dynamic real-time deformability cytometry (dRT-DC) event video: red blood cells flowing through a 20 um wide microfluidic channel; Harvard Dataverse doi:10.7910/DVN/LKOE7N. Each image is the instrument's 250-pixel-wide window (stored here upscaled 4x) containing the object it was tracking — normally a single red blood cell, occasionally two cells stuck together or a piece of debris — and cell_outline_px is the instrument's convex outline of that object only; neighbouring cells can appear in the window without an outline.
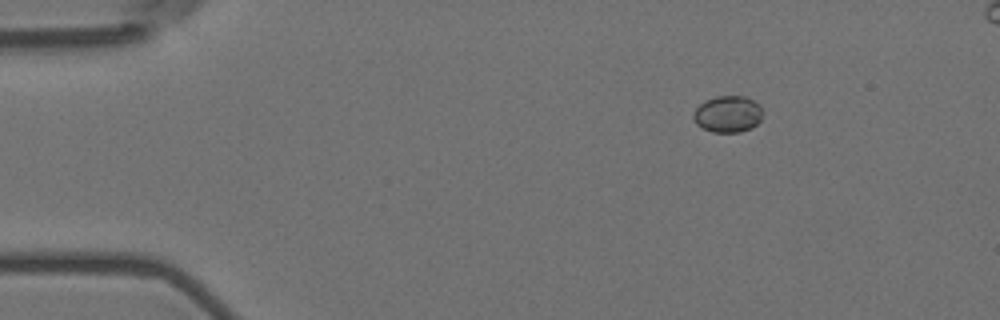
{"species": "Egyptian fruit bat (a non-hibernating species)", "species_latin": "Rousettus aegyptiacus", "temperature_condition": "room temperature", "stored_images_in_passage": 6, "segment_of_instrument_passage": [2, 2], "camera_frame_rate_fps": 3000, "um_per_image_px": 0.085, "animal": {"sex": "female"}, "frame": {"image": 1, "passage_image": 6, "time_ms": 1.667, "image_size_px": [1000, 320], "cell_outline_px": [[764, 112], [760, 120], [752, 128], [740, 132], [712, 132], [696, 124], [692, 120], [692, 116], [696, 108], [704, 100], [716, 96], [744, 96], [760, 104]], "centroid_in_image_um": [61.87, 9.69], "position_along_channel_um": 23.1, "area_um2": 14.97}}